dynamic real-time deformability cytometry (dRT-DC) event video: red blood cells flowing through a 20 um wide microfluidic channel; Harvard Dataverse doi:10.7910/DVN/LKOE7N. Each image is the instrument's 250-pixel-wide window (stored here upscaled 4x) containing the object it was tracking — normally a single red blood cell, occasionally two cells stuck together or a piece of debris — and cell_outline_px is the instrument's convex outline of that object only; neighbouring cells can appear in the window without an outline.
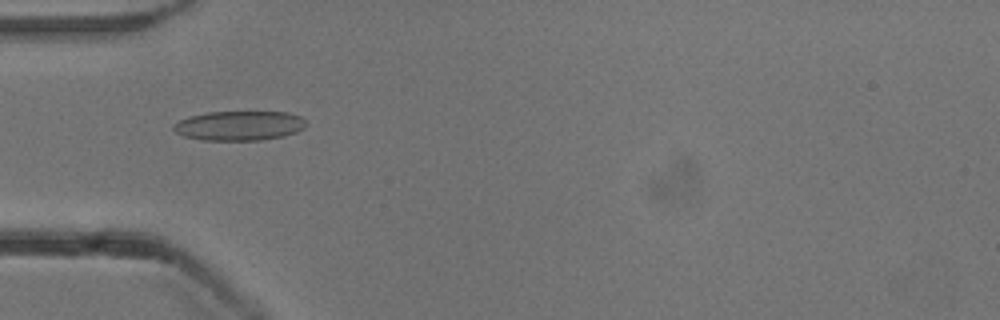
{"species": "common noctule bat (a hibernating species)", "species_latin": "Nyctalus noctula", "temperature_condition": "cold", "stored_images_in_passage": 53, "camera_frame_rate_fps": 3000, "um_per_image_px": 0.085, "animal": {"sex": "male", "body_mass_g": 13.3}, "frame": {"image": 1, "passage_image": 17, "time_ms": 5.333, "image_size_px": [1000, 320], "cell_outline_px": [[308, 124], [304, 128], [296, 132], [284, 136], [260, 140], [200, 140], [184, 136], [176, 132], [172, 128], [180, 120], [188, 116], [208, 112], [288, 112], [300, 116]], "centroid_in_image_um": [20.36, 10.68], "position_along_channel_um": 64.6, "area_um2": 22.83}}
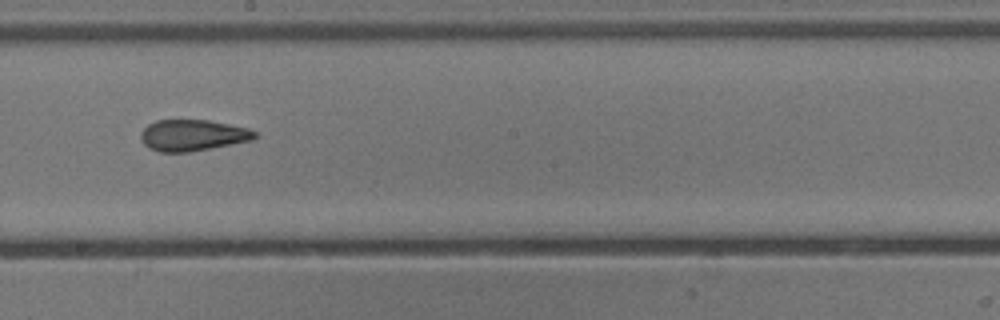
{"frame": {"image": 2, "passage_image": 30, "time_ms": 9.667, "image_size_px": [1000, 320], "cell_outline_px": [[256, 136], [252, 140], [188, 152], [160, 152], [148, 148], [144, 144], [140, 136], [140, 132], [148, 124], [156, 120], [208, 120], [248, 128], [256, 132]], "centroid_in_image_um": [16.34, 11.49], "position_along_channel_um": 231.9, "area_um2": 20.63}}
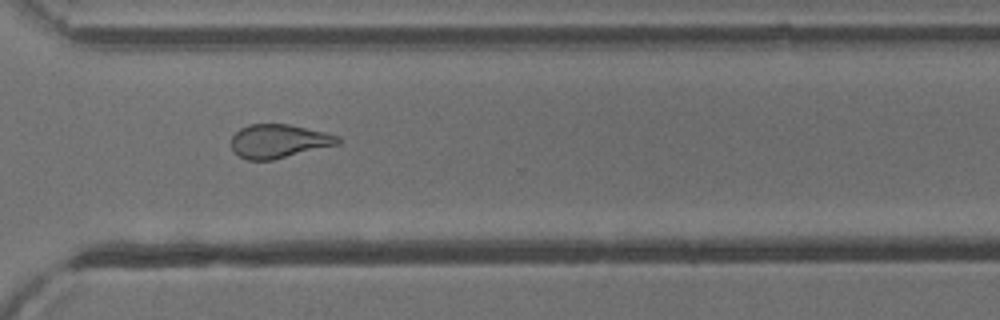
{"frame": {"image": 3, "passage_image": 39, "time_ms": 12.667, "image_size_px": [1000, 320], "cell_outline_px": [[340, 144], [272, 160], [248, 160], [240, 156], [232, 148], [232, 136], [240, 128], [248, 124], [288, 124], [324, 132], [340, 136]], "centroid_in_image_um": [23.71, 11.99], "position_along_channel_um": 346.9, "area_um2": 20.81}, "authors_computed_cell_mechanics": {"area_um2": 22.0218, "velocity_mm_per_s": 3.8492, "shape_relaxation_time_tau1_ms": null, "shape_relaxation_time_tau2_ms": 2.4431, "deformation_change_tau1": null, "deformation_change_tau2": 0.0995}}